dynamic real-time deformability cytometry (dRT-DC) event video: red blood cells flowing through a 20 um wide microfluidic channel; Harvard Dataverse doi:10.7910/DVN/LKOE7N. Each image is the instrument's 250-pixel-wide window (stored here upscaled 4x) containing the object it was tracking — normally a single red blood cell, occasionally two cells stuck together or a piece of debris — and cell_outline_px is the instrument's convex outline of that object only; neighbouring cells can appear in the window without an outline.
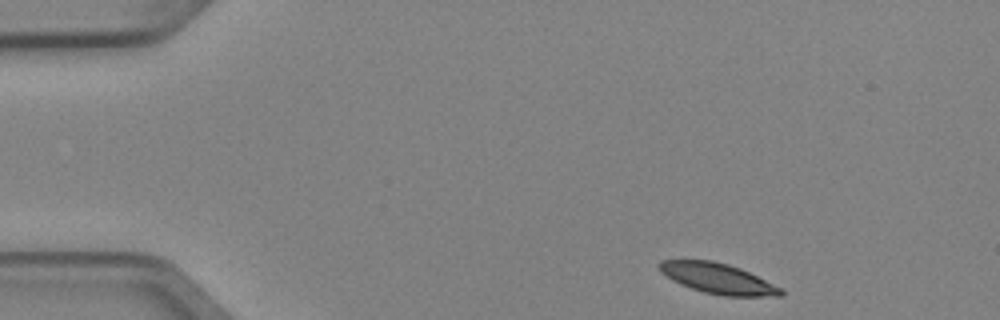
{"species": "Egyptian fruit bat (a non-hibernating species)", "species_latin": "Rousettus aegyptiacus", "temperature_condition": "cold", "stored_images_in_passage": 4, "camera_frame_rate_fps": 3000, "um_per_image_px": 0.085, "animal": {"sex": "female"}, "frame": {"image": 1, "passage_image": 1, "time_ms": 0.0, "image_size_px": [1000, 320], "cell_outline_px": [[784, 296], [724, 296], [704, 292], [680, 284], [672, 280], [660, 272], [660, 260], [712, 260], [728, 264], [740, 268], [784, 288]], "centroid_in_image_um": [61.07, 23.68], "position_along_channel_um": 23.9, "area_um2": 21.56}}
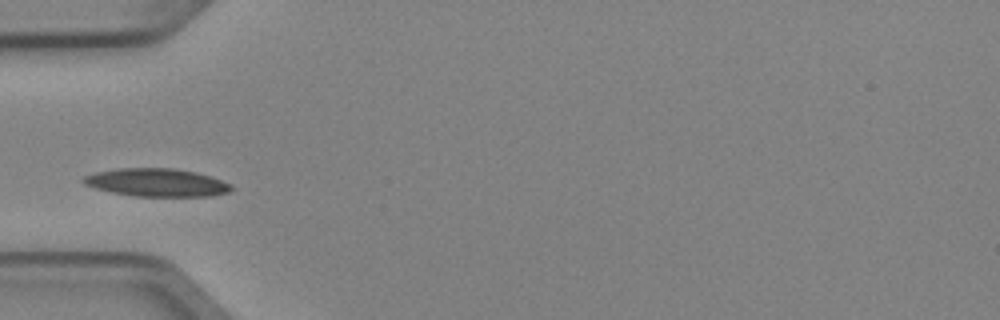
{"frame": {"image": 2, "passage_image": 3, "time_ms": 0.667, "image_size_px": [1000, 320], "cell_outline_px": [[236, 188], [228, 192], [212, 196], [132, 196], [112, 192], [96, 188], [84, 184], [80, 180], [84, 176], [96, 172], [116, 168], [176, 168], [196, 172], [232, 184]], "centroid_in_image_um": [13.32, 15.51], "position_along_channel_um": 71.7, "area_um2": 24.22}}
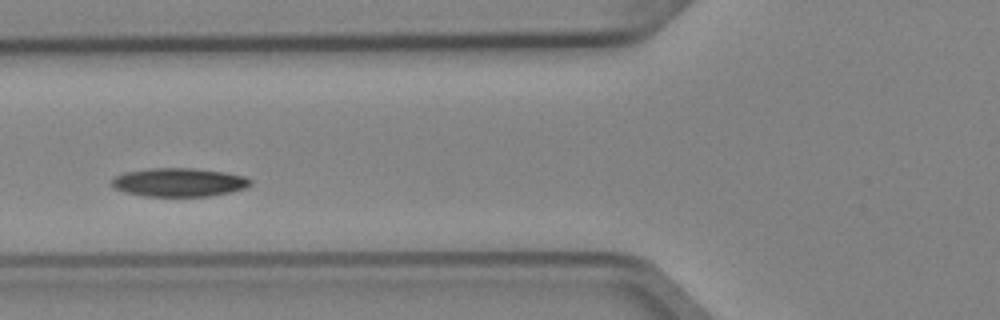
{"frame": {"image": 3, "passage_image": 4, "time_ms": 1.0, "image_size_px": [1000, 320], "cell_outline_px": [[252, 184], [244, 188], [232, 192], [208, 196], [144, 196], [124, 192], [112, 188], [112, 180], [116, 176], [124, 172], [152, 168], [196, 168], [224, 172], [244, 176], [252, 180]], "centroid_in_image_um": [15.21, 15.49], "position_along_channel_um": 110.6, "area_um2": 23.18}}